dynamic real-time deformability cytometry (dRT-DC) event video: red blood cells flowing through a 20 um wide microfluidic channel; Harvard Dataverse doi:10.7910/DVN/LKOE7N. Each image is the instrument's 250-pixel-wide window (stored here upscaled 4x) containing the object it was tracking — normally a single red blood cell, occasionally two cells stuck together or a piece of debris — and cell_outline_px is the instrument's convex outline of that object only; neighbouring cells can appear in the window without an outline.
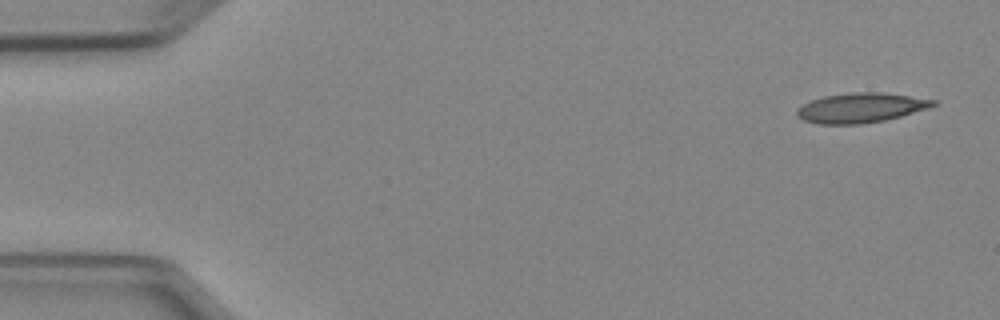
{"species": "Egyptian fruit bat (a non-hibernating species)", "species_latin": "Rousettus aegyptiacus", "temperature_condition": "cold", "stored_images_in_passage": 5, "camera_frame_rate_fps": 3000, "um_per_image_px": 0.085, "animal": {"sex": "female"}, "frame": {"image": 1, "passage_image": 1, "time_ms": 0.0, "image_size_px": [1000, 320], "cell_outline_px": [[940, 104], [928, 108], [900, 116], [884, 120], [860, 124], [816, 124], [804, 120], [796, 116], [796, 112], [804, 104], [812, 100], [824, 96], [852, 92], [880, 92], [936, 100]], "centroid_in_image_um": [73.18, 9.16], "position_along_channel_um": 11.8, "area_um2": 23.41}}
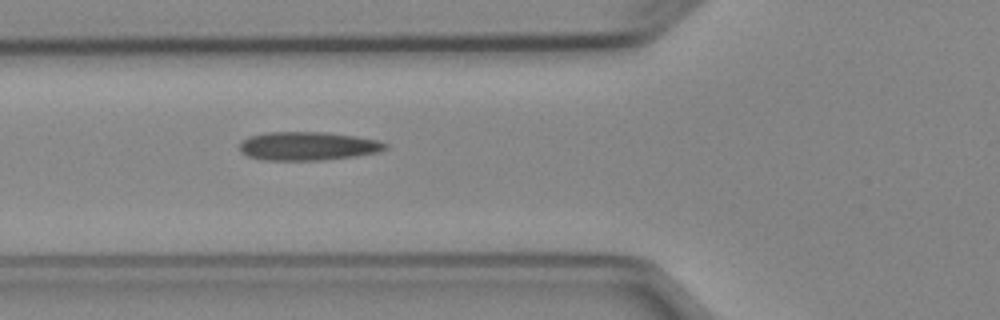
{"frame": {"image": 2, "passage_image": 5, "time_ms": 5.333, "image_size_px": [1000, 320], "cell_outline_px": [[388, 148], [376, 152], [356, 156], [324, 160], [260, 160], [248, 156], [240, 152], [240, 144], [248, 136], [268, 132], [324, 132], [352, 136], [376, 140], [388, 144]], "centroid_in_image_um": [26.13, 12.42], "position_along_channel_um": 99.7, "area_um2": 24.16}}